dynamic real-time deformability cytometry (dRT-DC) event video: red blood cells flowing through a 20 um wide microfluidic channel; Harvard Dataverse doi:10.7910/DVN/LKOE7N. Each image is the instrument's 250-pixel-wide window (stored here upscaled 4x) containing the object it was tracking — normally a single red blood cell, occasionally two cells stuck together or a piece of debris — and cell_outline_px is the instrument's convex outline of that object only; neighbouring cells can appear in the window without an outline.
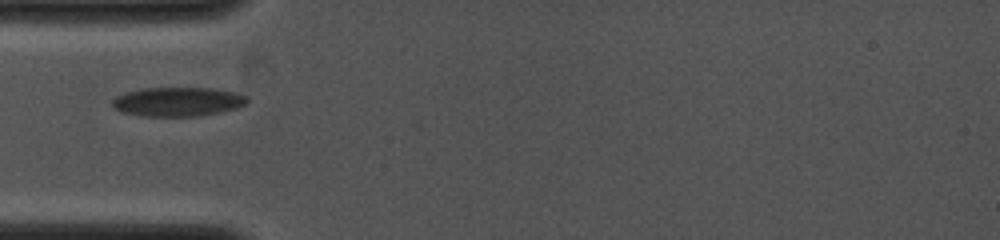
{"species": "common noctule bat (a hibernating species)", "species_latin": "Nyctalus noctula", "temperature_condition": "cold", "stored_images_in_passage": 39, "camera_frame_rate_fps": 4000, "um_per_image_px": 0.085, "animal": {"sex": "female", "body_mass_g": 19.0, "forearm_length_mm": 53.3}, "frame": {"image": 1, "passage_image": 1, "time_ms": 0.0, "image_size_px": [1000, 240], "cell_outline_px": [[248, 100], [244, 104], [236, 108], [220, 112], [200, 116], [140, 116], [120, 112], [112, 108], [112, 100], [116, 96], [124, 92], [140, 88], [212, 88], [236, 92], [248, 96]], "centroid_in_image_um": [15.06, 8.64], "position_along_channel_um": 69.9, "area_um2": 23.18}}
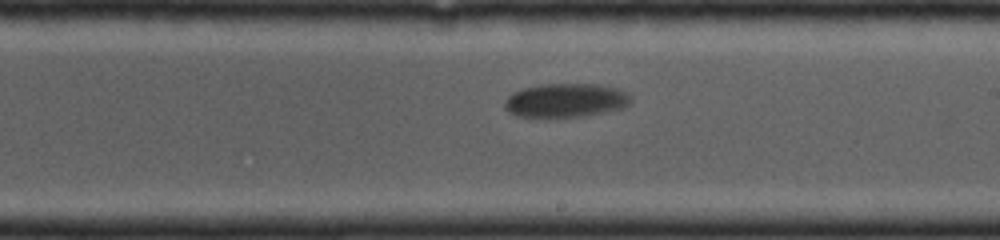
{"frame": {"image": 2, "passage_image": 17, "time_ms": 4.0, "image_size_px": [1000, 240], "cell_outline_px": [[632, 100], [624, 108], [580, 116], [516, 116], [508, 112], [504, 108], [504, 100], [512, 92], [524, 88], [540, 84], [600, 84], [616, 88], [632, 96]], "centroid_in_image_um": [48.06, 8.51], "position_along_channel_um": 240.9, "area_um2": 24.74}}
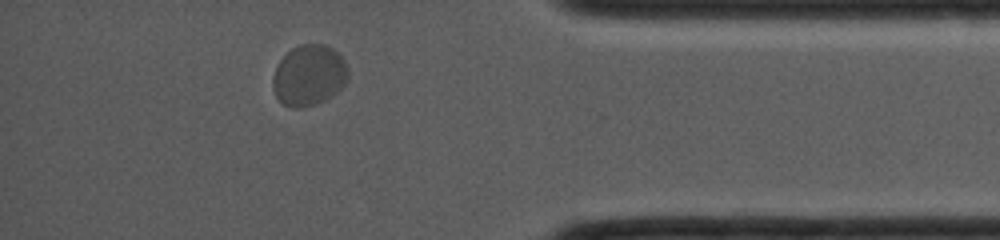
{"frame": {"image": 3, "passage_image": 34, "time_ms": 8.25, "image_size_px": [1000, 240], "cell_outline_px": [[348, 80], [336, 92], [324, 100], [300, 108], [284, 104], [276, 96], [272, 88], [272, 76], [280, 60], [292, 48], [300, 44], [324, 44], [332, 48], [344, 60], [348, 68]], "centroid_in_image_um": [26.26, 6.38], "position_along_channel_um": 408.9, "area_um2": 26.41}}